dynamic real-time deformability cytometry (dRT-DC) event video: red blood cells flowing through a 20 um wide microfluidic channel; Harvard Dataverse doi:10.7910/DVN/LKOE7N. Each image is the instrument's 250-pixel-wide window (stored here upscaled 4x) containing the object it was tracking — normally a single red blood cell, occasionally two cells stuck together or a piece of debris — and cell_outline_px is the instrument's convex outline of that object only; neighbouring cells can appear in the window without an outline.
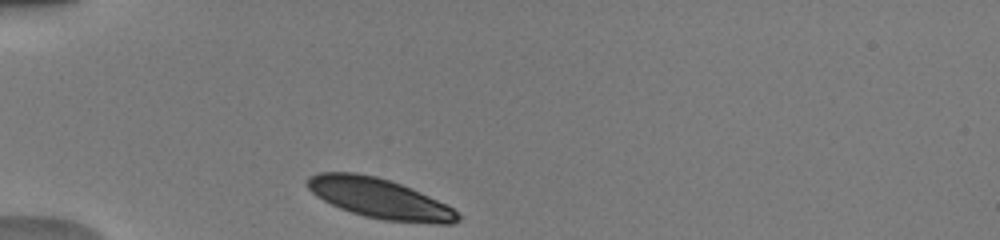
{"species": "human", "species_latin": "Homo sapiens", "temperature_condition": "warm", "stored_images_in_passage": 32, "camera_frame_rate_fps": 3000, "um_per_image_px": 0.085, "donor": {"sex": "male"}, "frame": {"image": 1, "passage_image": 1, "time_ms": 0.0, "image_size_px": [1000, 240], "cell_outline_px": [[460, 220], [452, 224], [436, 224], [384, 220], [364, 216], [340, 208], [316, 196], [304, 184], [312, 176], [320, 172], [356, 172], [376, 176], [400, 184], [420, 192], [448, 204], [460, 216]], "centroid_in_image_um": [32.29, 16.87], "position_along_channel_um": 52.7, "area_um2": 34.91}}
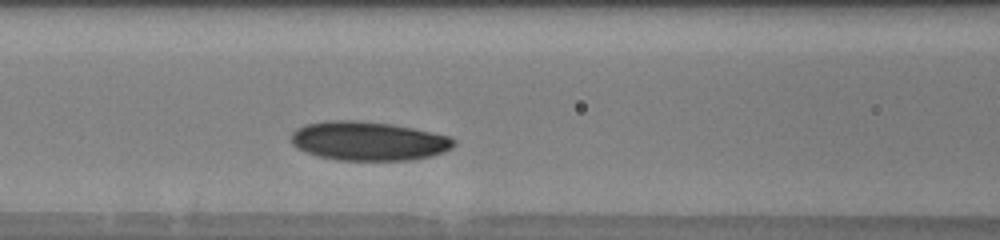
{"frame": {"image": 2, "passage_image": 9, "time_ms": 2.667, "image_size_px": [1000, 240], "cell_outline_px": [[456, 144], [452, 148], [444, 152], [432, 156], [412, 160], [336, 160], [316, 156], [292, 144], [292, 132], [296, 128], [308, 124], [332, 120], [352, 120], [388, 124], [412, 128], [448, 136], [456, 140]], "centroid_in_image_um": [31.34, 12.0], "position_along_channel_um": 135.3, "area_um2": 36.7}}
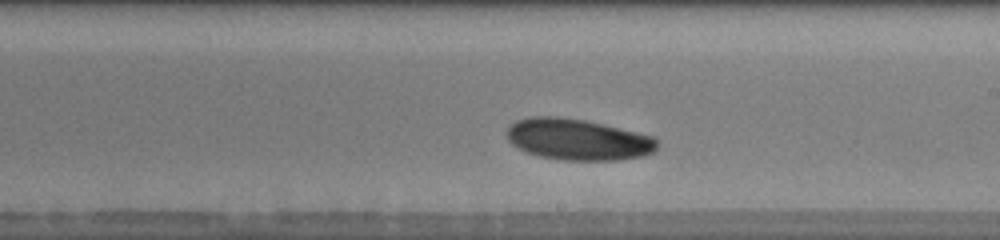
{"frame": {"image": 3, "passage_image": 17, "time_ms": 5.333, "image_size_px": [1000, 240], "cell_outline_px": [[660, 144], [652, 152], [644, 156], [616, 160], [564, 160], [540, 156], [524, 152], [516, 148], [508, 140], [508, 128], [516, 120], [532, 116], [556, 116], [584, 120], [656, 136]], "centroid_in_image_um": [49.14, 11.86], "position_along_channel_um": 239.9, "area_um2": 36.3}, "authors_computed_cell_mechanics": {"area_um2": 35.547, "velocity_mm_per_s": 3.9267, "shape_relaxation_time_tau1_ms": 2.7666, "shape_relaxation_time_tau2_ms": null, "deformation_change_tau1": 0.0763, "deformation_change_tau2": null}}